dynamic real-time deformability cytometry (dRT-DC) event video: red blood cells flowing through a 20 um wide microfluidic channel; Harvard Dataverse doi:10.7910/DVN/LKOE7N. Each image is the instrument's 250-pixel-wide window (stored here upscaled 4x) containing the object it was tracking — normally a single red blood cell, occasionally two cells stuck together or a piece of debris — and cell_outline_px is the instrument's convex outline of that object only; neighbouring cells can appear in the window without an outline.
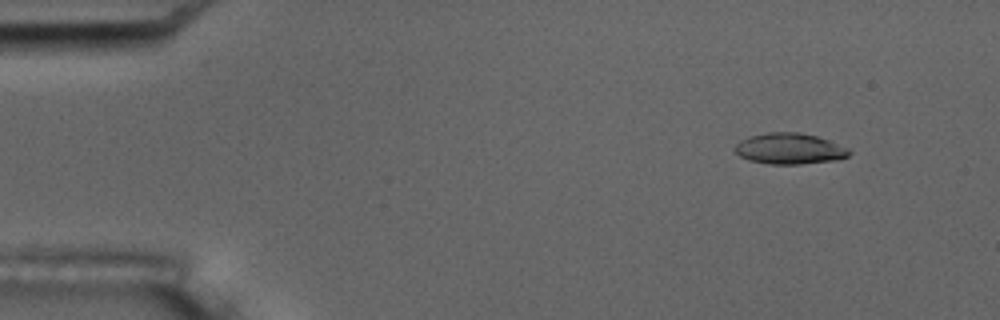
{"species": "common noctule bat (a hibernating species)", "species_latin": "Nyctalus noctula", "temperature_condition": "room temperature", "stored_images_in_passage": 5, "camera_frame_rate_fps": 3000, "um_per_image_px": 0.085, "animal": {"sex": "male", "body_mass_g": 17.5, "forearm_length_mm": 52.3}, "frame": {"image": 1, "passage_image": 2, "time_ms": 1.333, "image_size_px": [1000, 320], "cell_outline_px": [[852, 152], [848, 156], [836, 160], [800, 164], [768, 164], [748, 160], [740, 156], [732, 148], [740, 140], [748, 136], [768, 132], [800, 132], [816, 136], [828, 140], [848, 148]], "centroid_in_image_um": [67.08, 12.63], "position_along_channel_um": 17.9, "area_um2": 20.75}}